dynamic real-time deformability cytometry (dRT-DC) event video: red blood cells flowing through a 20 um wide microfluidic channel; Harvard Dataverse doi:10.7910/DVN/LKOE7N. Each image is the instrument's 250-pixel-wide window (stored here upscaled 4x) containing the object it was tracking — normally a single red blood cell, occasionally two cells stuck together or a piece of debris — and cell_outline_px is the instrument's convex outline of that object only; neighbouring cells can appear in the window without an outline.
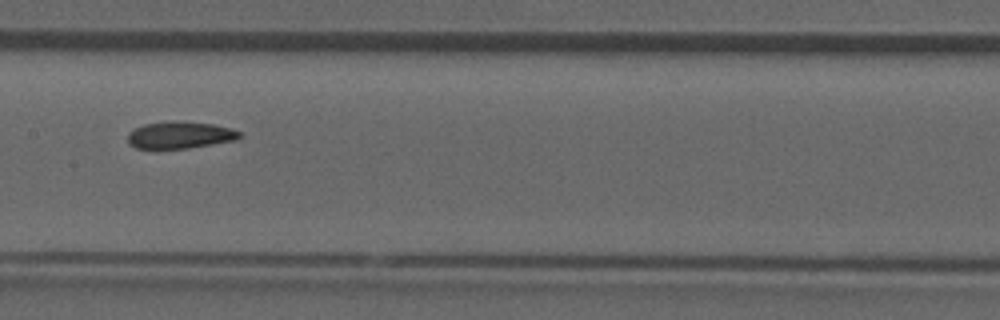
{"species": "common noctule bat (a hibernating species)", "species_latin": "Nyctalus noctula", "temperature_condition": "room temperature", "stored_images_in_passage": 6, "camera_frame_rate_fps": 3000, "um_per_image_px": 0.085, "animal": {"sex": "male", "forearm_length_mm": 52.5}, "frame": {"image": 1, "passage_image": 4, "time_ms": 3.667, "image_size_px": [1000, 320], "cell_outline_px": [[240, 136], [236, 140], [188, 148], [136, 148], [128, 144], [128, 132], [144, 124], [176, 120], [212, 124], [232, 128], [240, 132]], "centroid_in_image_um": [15.29, 11.47], "position_along_channel_um": 192.1, "area_um2": 17.51}}